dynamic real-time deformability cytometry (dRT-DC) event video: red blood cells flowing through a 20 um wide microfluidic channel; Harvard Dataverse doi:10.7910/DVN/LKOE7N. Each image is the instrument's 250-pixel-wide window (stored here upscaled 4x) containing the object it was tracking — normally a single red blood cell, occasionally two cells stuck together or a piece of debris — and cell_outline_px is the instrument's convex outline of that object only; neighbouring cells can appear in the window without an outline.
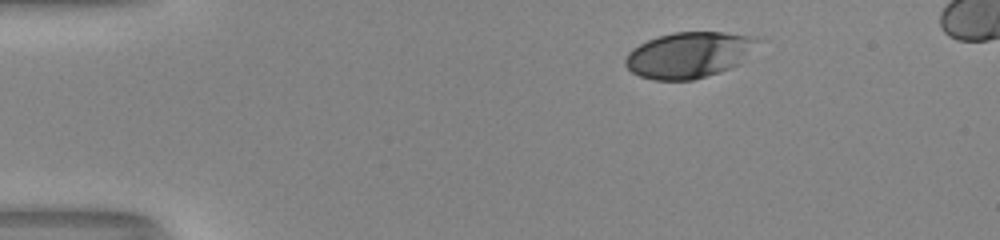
{"species": "human", "species_latin": "Homo sapiens", "temperature_condition": "room temperature", "stored_images_in_passage": 37, "camera_frame_rate_fps": 3000, "um_per_image_px": 0.085, "donor": {"sex": "male"}, "frame": {"image": 1, "passage_image": 1, "time_ms": 0.0, "image_size_px": [1000, 240], "cell_outline_px": [[764, 40], [740, 64], [720, 72], [692, 80], [652, 80], [640, 76], [632, 72], [624, 64], [624, 60], [628, 52], [632, 48], [648, 40], [672, 32], [724, 32], [756, 36]], "centroid_in_image_um": [58.62, 4.66], "position_along_channel_um": 26.4, "area_um2": 35.84}}
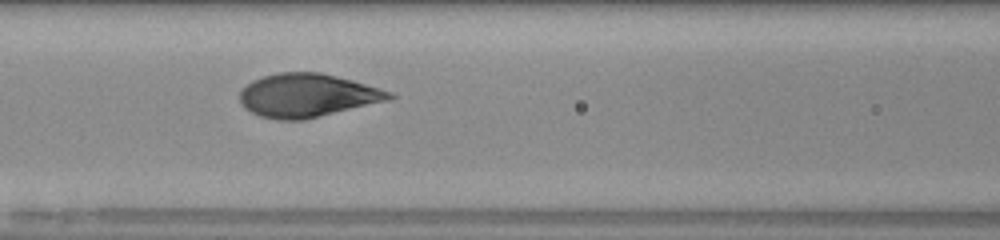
{"frame": {"image": 2, "passage_image": 16, "time_ms": 5.0, "image_size_px": [1000, 240], "cell_outline_px": [[396, 96], [392, 100], [304, 120], [276, 120], [260, 116], [244, 108], [240, 104], [240, 92], [252, 80], [264, 76], [280, 72], [320, 72], [352, 80], [392, 92]], "centroid_in_image_um": [26.14, 8.12], "position_along_channel_um": 140.5, "area_um2": 37.97}}
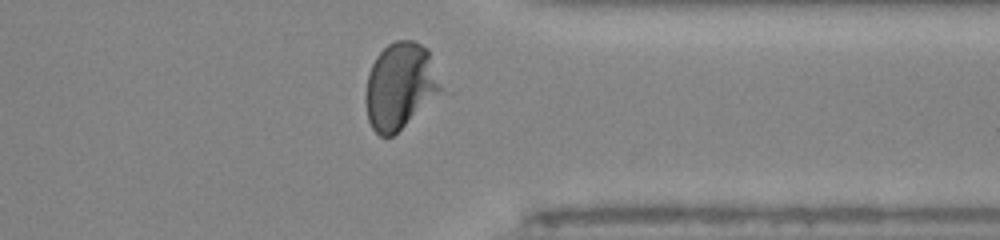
{"frame": {"image": 3, "passage_image": 34, "time_ms": 11.0, "image_size_px": [1000, 240], "cell_outline_px": [[444, 88], [392, 136], [380, 136], [372, 128], [368, 120], [364, 96], [368, 76], [372, 64], [376, 56], [388, 44], [396, 40], [412, 40], [428, 48]], "centroid_in_image_um": [33.99, 7.27], "position_along_channel_um": 377.4, "area_um2": 37.63}, "authors_computed_cell_mechanics": {"area_um2": 37.8012, "velocity_mm_per_s": 4.0002, "shape_relaxation_time_tau1_ms": 3.3734, "shape_relaxation_time_tau2_ms": null, "deformation_change_tau1": 0.1929, "deformation_change_tau2": null}}